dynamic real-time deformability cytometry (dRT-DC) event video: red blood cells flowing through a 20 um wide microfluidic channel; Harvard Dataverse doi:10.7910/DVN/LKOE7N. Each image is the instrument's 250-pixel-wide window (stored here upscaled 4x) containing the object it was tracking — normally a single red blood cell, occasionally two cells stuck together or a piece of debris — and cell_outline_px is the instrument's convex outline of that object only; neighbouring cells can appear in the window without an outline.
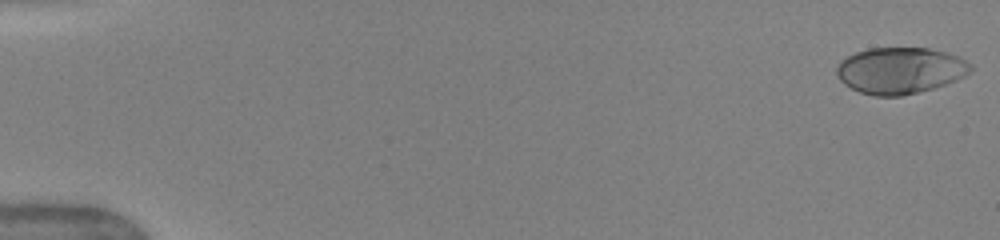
{"species": "human", "species_latin": "Homo sapiens", "temperature_condition": "warm", "stored_images_in_passage": 57, "camera_frame_rate_fps": 3000, "um_per_image_px": 0.085, "donor": {"sex": "female"}, "frame": {"image": 1, "passage_image": 1, "time_ms": 0.0, "image_size_px": [1000, 240], "cell_outline_px": [[972, 68], [964, 76], [956, 80], [932, 88], [900, 96], [872, 96], [860, 92], [844, 84], [836, 76], [836, 68], [840, 60], [856, 52], [868, 48], [928, 48], [944, 52], [956, 56], [972, 64]], "centroid_in_image_um": [76.46, 5.99], "position_along_channel_um": 8.5, "area_um2": 36.01}}
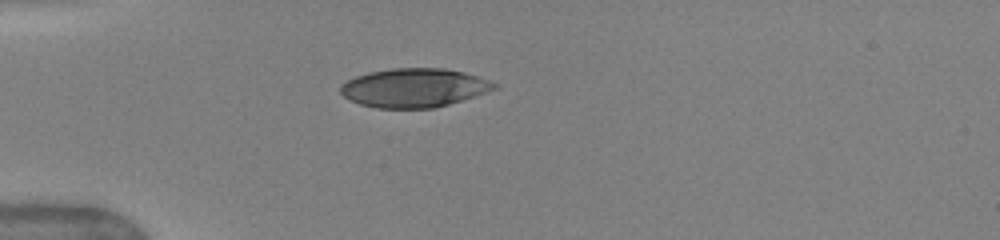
{"frame": {"image": 2, "passage_image": 24, "time_ms": 4.667, "image_size_px": [1000, 240], "cell_outline_px": [[500, 84], [496, 88], [488, 92], [448, 104], [432, 108], [376, 108], [360, 104], [348, 100], [340, 92], [340, 84], [356, 76], [368, 72], [392, 68], [444, 68], [464, 72]], "centroid_in_image_um": [35.18, 7.46], "position_along_channel_um": 49.8, "area_um2": 34.85}}